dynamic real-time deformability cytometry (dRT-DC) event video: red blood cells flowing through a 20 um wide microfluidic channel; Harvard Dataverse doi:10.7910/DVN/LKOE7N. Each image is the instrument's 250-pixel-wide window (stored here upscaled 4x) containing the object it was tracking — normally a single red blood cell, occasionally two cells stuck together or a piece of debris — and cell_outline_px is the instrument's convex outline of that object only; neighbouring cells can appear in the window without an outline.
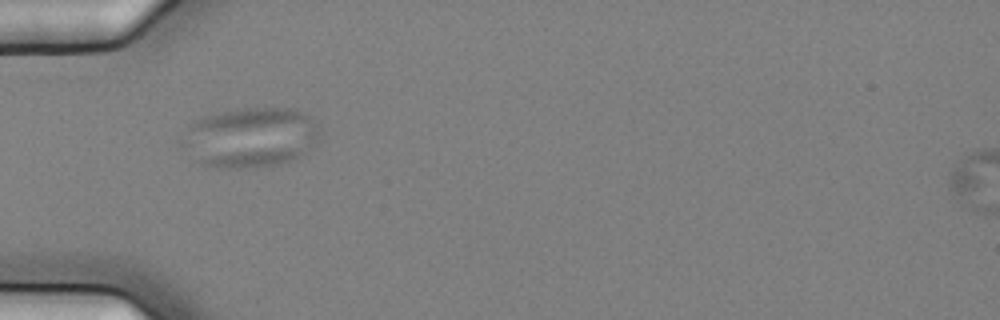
{"species": "common noctule bat (a hibernating species)", "species_latin": "Nyctalus noctula", "temperature_condition": "cold", "stored_images_in_passage": 5, "camera_frame_rate_fps": 3000, "um_per_image_px": 0.085, "animal": {"sex": "female", "body_mass_g": 25.1}, "frame": {"image": 1, "passage_image": 4, "time_ms": 1.0, "image_size_px": [1000, 320], "cell_outline_px": [[320, 132], [316, 144], [304, 152], [280, 164], [256, 168], [220, 168], [200, 164], [196, 160], [192, 128], [192, 124], [196, 120], [204, 116], [244, 108], [292, 108], [312, 116], [320, 128]], "centroid_in_image_um": [21.52, 11.67], "position_along_channel_um": 63.5, "area_um2": 46.12}}
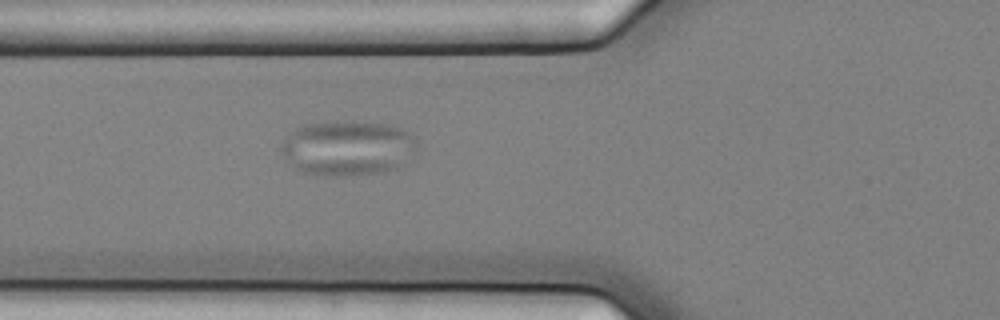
{"frame": {"image": 2, "passage_image": 5, "time_ms": 1.333, "image_size_px": [1000, 320], "cell_outline_px": [[416, 144], [400, 164], [396, 168], [384, 172], [336, 176], [304, 172], [296, 168], [284, 160], [280, 152], [280, 144], [296, 128], [304, 124], [328, 120], [352, 120], [388, 124], [400, 128], [416, 140]], "centroid_in_image_um": [29.44, 12.54], "position_along_channel_um": 96.4, "area_um2": 43.35}}